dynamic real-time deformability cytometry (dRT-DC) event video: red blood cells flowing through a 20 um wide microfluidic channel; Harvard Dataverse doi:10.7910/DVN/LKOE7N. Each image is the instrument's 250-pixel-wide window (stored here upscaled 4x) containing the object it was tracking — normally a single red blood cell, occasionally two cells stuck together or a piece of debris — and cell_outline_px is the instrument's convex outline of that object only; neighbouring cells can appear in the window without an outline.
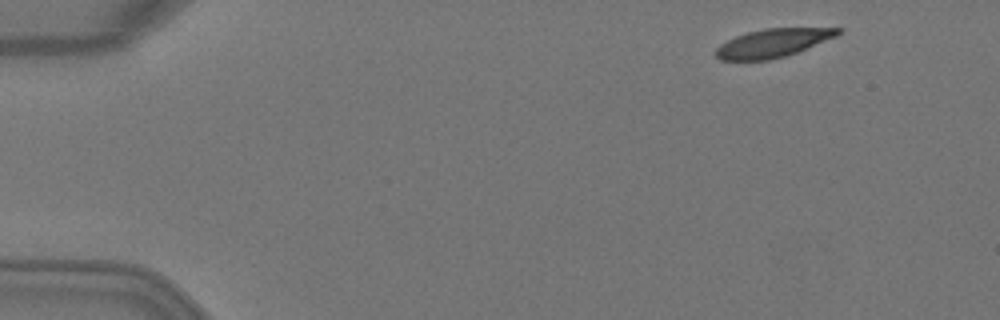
{"species": "Egyptian fruit bat (a non-hibernating species)", "species_latin": "Rousettus aegyptiacus", "temperature_condition": "warm", "stored_images_in_passage": 3, "camera_frame_rate_fps": 3000, "um_per_image_px": 0.085, "animal": {"sex": "female"}, "frame": {"image": 1, "passage_image": 1, "time_ms": 0.0, "image_size_px": [1000, 320], "cell_outline_px": [[844, 28], [836, 36], [796, 52], [784, 56], [768, 60], [720, 60], [716, 56], [716, 48], [720, 44], [736, 36], [748, 32], [764, 28]], "centroid_in_image_um": [65.66, 3.65], "position_along_channel_um": 19.3, "area_um2": 19.88}}